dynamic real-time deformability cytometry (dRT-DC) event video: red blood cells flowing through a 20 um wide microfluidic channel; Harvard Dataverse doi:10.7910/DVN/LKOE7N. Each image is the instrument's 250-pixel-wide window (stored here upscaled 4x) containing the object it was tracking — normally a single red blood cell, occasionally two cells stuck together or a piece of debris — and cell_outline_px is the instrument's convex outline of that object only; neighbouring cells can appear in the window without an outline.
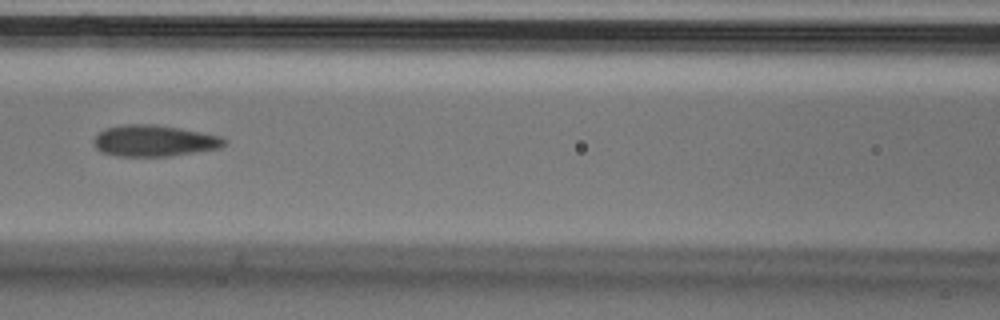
{"species": "Egyptian fruit bat (a non-hibernating species)", "species_latin": "Rousettus aegyptiacus", "temperature_condition": "cold", "stored_images_in_passage": 7, "camera_frame_rate_fps": 3000, "um_per_image_px": 0.085, "animal": {"sex": "male"}, "frame": {"image": 1, "passage_image": 4, "time_ms": 1.0, "image_size_px": [1000, 320], "cell_outline_px": [[228, 140], [220, 148], [168, 156], [116, 156], [100, 152], [96, 148], [92, 140], [104, 128], [128, 124], [156, 124], [180, 128], [220, 136]], "centroid_in_image_um": [13.07, 11.96], "position_along_channel_um": 153.5, "area_um2": 23.81}}
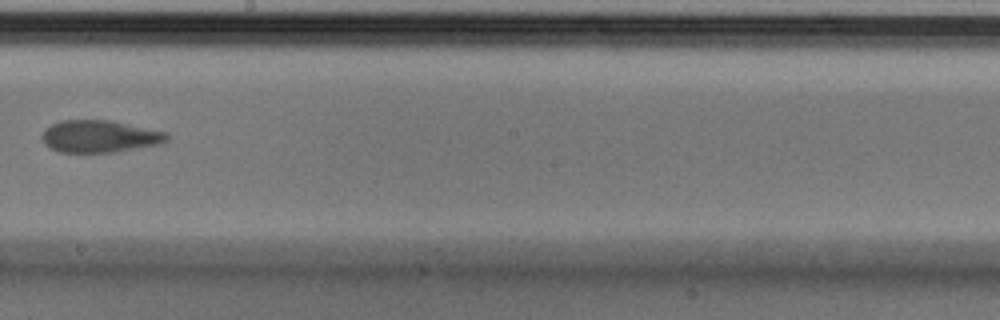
{"frame": {"image": 2, "passage_image": 6, "time_ms": 1.667, "image_size_px": [1000, 320], "cell_outline_px": [[168, 140], [160, 144], [116, 152], [60, 152], [48, 148], [44, 144], [40, 136], [52, 124], [60, 120], [112, 120], [168, 132]], "centroid_in_image_um": [8.48, 11.59], "position_along_channel_um": 239.7, "area_um2": 23.64}}
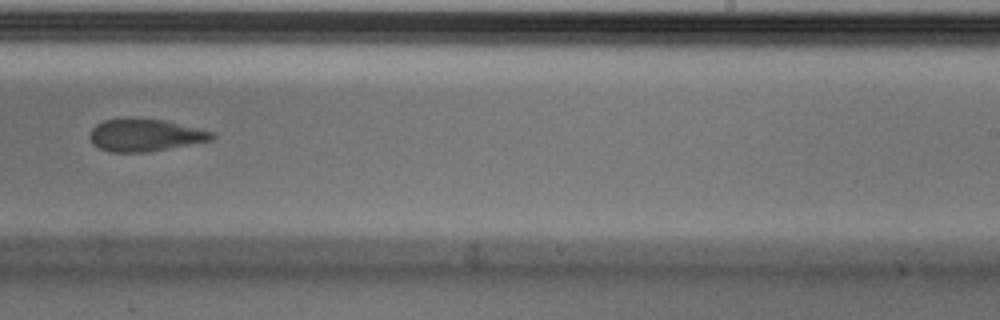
{"frame": {"image": 3, "passage_image": 7, "time_ms": 2.0, "image_size_px": [1000, 320], "cell_outline_px": [[216, 136], [212, 140], [168, 148], [144, 152], [108, 152], [92, 144], [88, 136], [92, 128], [96, 124], [104, 120], [164, 120], [216, 132]], "centroid_in_image_um": [12.34, 11.51], "position_along_channel_um": 276.7, "area_um2": 22.6}}